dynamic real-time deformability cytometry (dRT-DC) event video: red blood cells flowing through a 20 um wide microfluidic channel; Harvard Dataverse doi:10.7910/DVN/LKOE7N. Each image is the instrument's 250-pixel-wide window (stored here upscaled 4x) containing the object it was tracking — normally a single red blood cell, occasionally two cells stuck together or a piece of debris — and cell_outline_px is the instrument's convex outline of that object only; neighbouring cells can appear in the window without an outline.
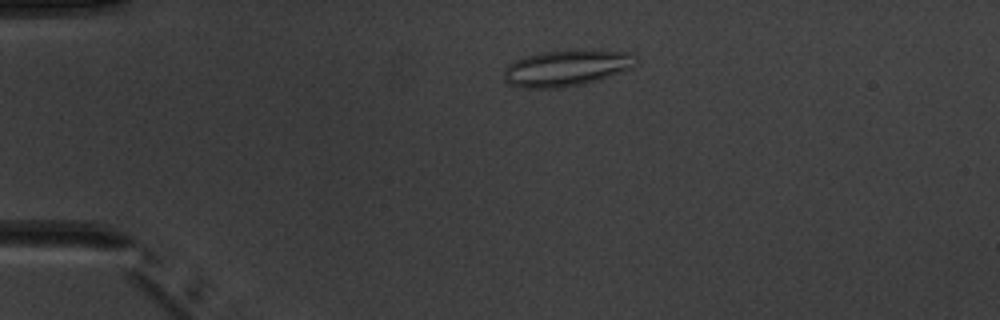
{"species": "common noctule bat (a hibernating species)", "species_latin": "Nyctalus noctula", "temperature_condition": "warm", "stored_images_in_passage": 2, "camera_frame_rate_fps": 3000, "um_per_image_px": 0.085, "animal": {"sex": "male", "body_mass_g": 20.1, "forearm_length_mm": 53.5}, "frame": {"image": 1, "passage_image": 1, "time_ms": 0.0, "image_size_px": [1000, 320], "cell_outline_px": [[632, 68], [584, 84], [556, 88], [524, 88], [508, 84], [504, 80], [504, 68], [508, 64], [524, 56], [540, 52], [584, 48], [632, 52]], "centroid_in_image_um": [48.09, 5.76], "position_along_channel_um": 36.9, "area_um2": 28.09}}